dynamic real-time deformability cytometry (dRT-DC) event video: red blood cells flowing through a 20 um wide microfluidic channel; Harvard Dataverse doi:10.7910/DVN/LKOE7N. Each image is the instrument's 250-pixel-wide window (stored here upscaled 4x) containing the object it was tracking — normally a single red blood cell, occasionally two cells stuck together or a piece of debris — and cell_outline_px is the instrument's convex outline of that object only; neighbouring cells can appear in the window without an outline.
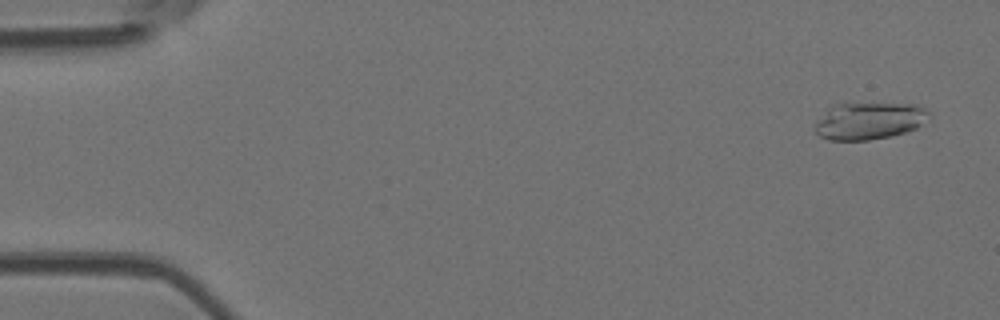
{"species": "Egyptian fruit bat (a non-hibernating species)", "species_latin": "Rousettus aegyptiacus", "temperature_condition": "room temperature", "stored_images_in_passage": 54, "camera_frame_rate_fps": 3000, "um_per_image_px": 0.085, "animal": {"sex": "female"}, "frame": {"image": 1, "passage_image": 3, "time_ms": 0.667, "image_size_px": [1000, 320], "cell_outline_px": [[932, 112], [916, 128], [892, 136], [868, 140], [828, 140], [820, 136], [816, 132], [816, 124], [828, 108], [832, 104], [916, 104]], "centroid_in_image_um": [73.88, 10.28], "position_along_channel_um": 11.1, "area_um2": 24.28}}
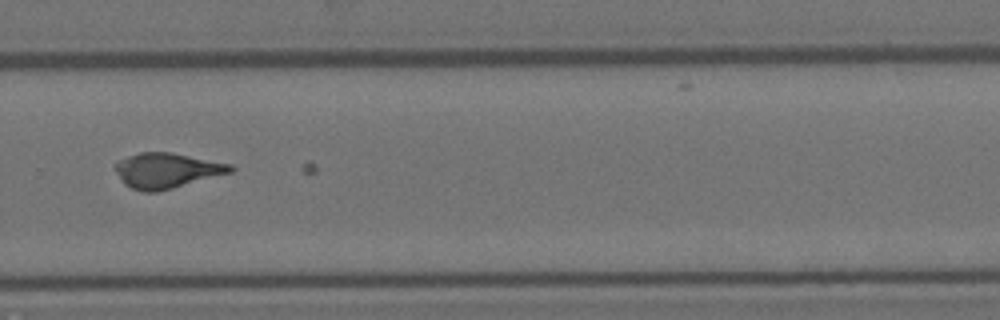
{"frame": {"image": 2, "passage_image": 37, "time_ms": 12.0, "image_size_px": [1000, 320], "cell_outline_px": [[236, 168], [232, 172], [172, 188], [156, 192], [144, 192], [132, 188], [124, 184], [112, 168], [120, 160], [128, 156], [140, 152], [172, 152], [232, 164]], "centroid_in_image_um": [14.17, 14.49], "position_along_channel_um": 315.6, "area_um2": 23.64}}
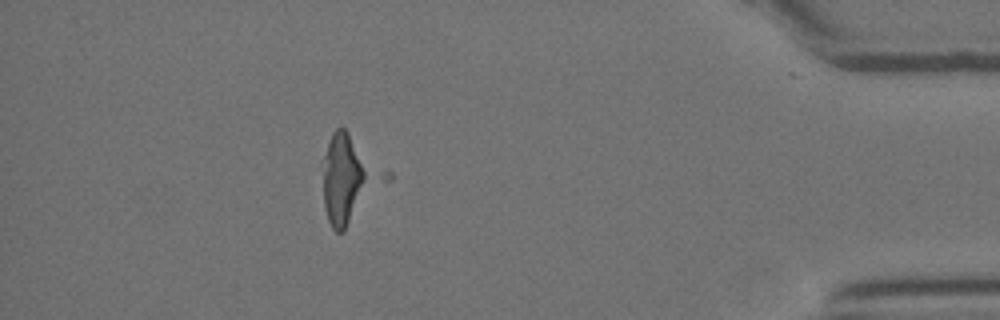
{"frame": {"image": 3, "passage_image": 48, "time_ms": 15.667, "image_size_px": [1000, 320], "cell_outline_px": [[392, 180], [344, 232], [336, 232], [332, 228], [328, 220], [324, 208], [324, 156], [332, 132], [336, 128], [344, 128], [388, 168], [392, 172]], "centroid_in_image_um": [29.8, 15.24], "position_along_channel_um": 405.4, "area_um2": 32.71}}